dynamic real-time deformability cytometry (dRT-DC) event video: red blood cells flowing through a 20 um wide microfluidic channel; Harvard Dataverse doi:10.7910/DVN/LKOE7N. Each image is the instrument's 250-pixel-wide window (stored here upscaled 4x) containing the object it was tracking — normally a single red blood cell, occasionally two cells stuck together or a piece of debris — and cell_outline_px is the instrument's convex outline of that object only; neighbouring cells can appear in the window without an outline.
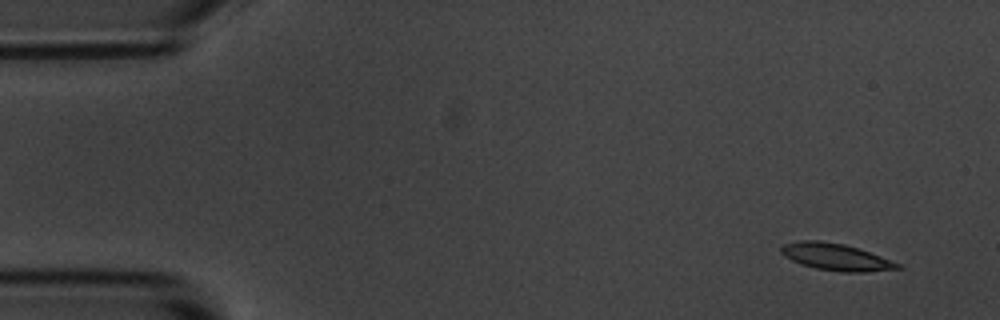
{"species": "common noctule bat (a hibernating species)", "species_latin": "Nyctalus noctula", "temperature_condition": "room temperature", "stored_images_in_passage": 5, "camera_frame_rate_fps": 3000, "um_per_image_px": 0.085, "animal": {"sex": "male", "body_mass_g": 20.1, "forearm_length_mm": 53.5}, "frame": {"image": 1, "passage_image": 1, "time_ms": 0.0, "image_size_px": [1000, 320], "cell_outline_px": [[904, 268], [864, 272], [840, 272], [816, 268], [800, 264], [784, 256], [780, 252], [780, 248], [784, 244], [800, 240], [820, 240], [844, 244], [860, 248], [904, 264]], "centroid_in_image_um": [71.11, 21.84], "position_along_channel_um": 13.9, "area_um2": 18.61}}
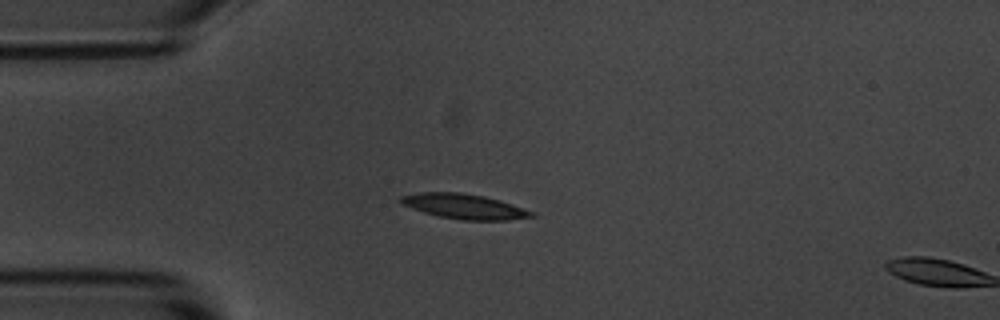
{"frame": {"image": 2, "passage_image": 4, "time_ms": 3.333, "image_size_px": [1000, 320], "cell_outline_px": [[536, 216], [508, 220], [460, 220], [440, 216], [424, 212], [400, 204], [400, 196], [420, 192], [460, 192], [484, 196], [500, 200], [536, 212]], "centroid_in_image_um": [39.48, 17.54], "position_along_channel_um": 45.5, "area_um2": 19.07}}